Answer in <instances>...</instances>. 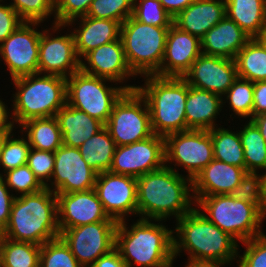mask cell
<instances>
[{
	"label": "cell",
	"mask_w": 266,
	"mask_h": 267,
	"mask_svg": "<svg viewBox=\"0 0 266 267\" xmlns=\"http://www.w3.org/2000/svg\"><path fill=\"white\" fill-rule=\"evenodd\" d=\"M192 180L164 165L137 178L138 217L176 220L195 206Z\"/></svg>",
	"instance_id": "6da1fadb"
},
{
	"label": "cell",
	"mask_w": 266,
	"mask_h": 267,
	"mask_svg": "<svg viewBox=\"0 0 266 267\" xmlns=\"http://www.w3.org/2000/svg\"><path fill=\"white\" fill-rule=\"evenodd\" d=\"M126 221L117 224L115 248L127 267H173V230L163 220L139 218L131 226Z\"/></svg>",
	"instance_id": "7a4b0ae2"
},
{
	"label": "cell",
	"mask_w": 266,
	"mask_h": 267,
	"mask_svg": "<svg viewBox=\"0 0 266 267\" xmlns=\"http://www.w3.org/2000/svg\"><path fill=\"white\" fill-rule=\"evenodd\" d=\"M175 221L174 260L182 251H187V260L216 261L224 264L237 262L238 242L213 224L198 208L194 207Z\"/></svg>",
	"instance_id": "3957f363"
},
{
	"label": "cell",
	"mask_w": 266,
	"mask_h": 267,
	"mask_svg": "<svg viewBox=\"0 0 266 267\" xmlns=\"http://www.w3.org/2000/svg\"><path fill=\"white\" fill-rule=\"evenodd\" d=\"M1 236L17 242L43 245L59 237L57 197L54 191L16 196L10 218Z\"/></svg>",
	"instance_id": "277c9868"
},
{
	"label": "cell",
	"mask_w": 266,
	"mask_h": 267,
	"mask_svg": "<svg viewBox=\"0 0 266 267\" xmlns=\"http://www.w3.org/2000/svg\"><path fill=\"white\" fill-rule=\"evenodd\" d=\"M136 90L146 100L153 133L162 137L190 130L186 125L185 104L188 84L182 77H142Z\"/></svg>",
	"instance_id": "5b68a950"
},
{
	"label": "cell",
	"mask_w": 266,
	"mask_h": 267,
	"mask_svg": "<svg viewBox=\"0 0 266 267\" xmlns=\"http://www.w3.org/2000/svg\"><path fill=\"white\" fill-rule=\"evenodd\" d=\"M12 117L19 126L34 118L53 117L66 104V78L58 75L31 74L11 79Z\"/></svg>",
	"instance_id": "8992f818"
},
{
	"label": "cell",
	"mask_w": 266,
	"mask_h": 267,
	"mask_svg": "<svg viewBox=\"0 0 266 267\" xmlns=\"http://www.w3.org/2000/svg\"><path fill=\"white\" fill-rule=\"evenodd\" d=\"M194 200L203 215L238 243L264 232L262 222L266 215L255 204L236 200L230 194L194 197Z\"/></svg>",
	"instance_id": "52a82bcc"
},
{
	"label": "cell",
	"mask_w": 266,
	"mask_h": 267,
	"mask_svg": "<svg viewBox=\"0 0 266 267\" xmlns=\"http://www.w3.org/2000/svg\"><path fill=\"white\" fill-rule=\"evenodd\" d=\"M169 28L144 24L133 16L121 24L120 37L125 56L136 76H159Z\"/></svg>",
	"instance_id": "ba28073f"
},
{
	"label": "cell",
	"mask_w": 266,
	"mask_h": 267,
	"mask_svg": "<svg viewBox=\"0 0 266 267\" xmlns=\"http://www.w3.org/2000/svg\"><path fill=\"white\" fill-rule=\"evenodd\" d=\"M116 84L118 83L87 74L80 69L66 78V102L105 125L114 104L127 91L122 85Z\"/></svg>",
	"instance_id": "9c48e42d"
},
{
	"label": "cell",
	"mask_w": 266,
	"mask_h": 267,
	"mask_svg": "<svg viewBox=\"0 0 266 267\" xmlns=\"http://www.w3.org/2000/svg\"><path fill=\"white\" fill-rule=\"evenodd\" d=\"M105 127L117 146L154 135L148 105L137 90L126 91L114 104Z\"/></svg>",
	"instance_id": "30bf717a"
},
{
	"label": "cell",
	"mask_w": 266,
	"mask_h": 267,
	"mask_svg": "<svg viewBox=\"0 0 266 267\" xmlns=\"http://www.w3.org/2000/svg\"><path fill=\"white\" fill-rule=\"evenodd\" d=\"M213 159L209 130L190 129L165 137V165L178 173L177 169L183 167L188 173L186 177L192 181Z\"/></svg>",
	"instance_id": "8fae6325"
},
{
	"label": "cell",
	"mask_w": 266,
	"mask_h": 267,
	"mask_svg": "<svg viewBox=\"0 0 266 267\" xmlns=\"http://www.w3.org/2000/svg\"><path fill=\"white\" fill-rule=\"evenodd\" d=\"M117 224V221H99L65 229L60 231L59 237L69 247L79 264L88 267L115 248Z\"/></svg>",
	"instance_id": "7c38bea8"
},
{
	"label": "cell",
	"mask_w": 266,
	"mask_h": 267,
	"mask_svg": "<svg viewBox=\"0 0 266 267\" xmlns=\"http://www.w3.org/2000/svg\"><path fill=\"white\" fill-rule=\"evenodd\" d=\"M64 27H67V25L55 23L49 29L41 30L38 59L39 74L68 78L80 70L81 60L76 53L72 30L68 34L58 36V31L63 30ZM53 33H56L57 36Z\"/></svg>",
	"instance_id": "4fadbf2b"
},
{
	"label": "cell",
	"mask_w": 266,
	"mask_h": 267,
	"mask_svg": "<svg viewBox=\"0 0 266 267\" xmlns=\"http://www.w3.org/2000/svg\"><path fill=\"white\" fill-rule=\"evenodd\" d=\"M40 24L23 22L0 44V61H4L11 79L38 73Z\"/></svg>",
	"instance_id": "5bb4252c"
},
{
	"label": "cell",
	"mask_w": 266,
	"mask_h": 267,
	"mask_svg": "<svg viewBox=\"0 0 266 267\" xmlns=\"http://www.w3.org/2000/svg\"><path fill=\"white\" fill-rule=\"evenodd\" d=\"M165 165V137H151L132 144L117 146L110 172L134 178Z\"/></svg>",
	"instance_id": "9a60e30c"
},
{
	"label": "cell",
	"mask_w": 266,
	"mask_h": 267,
	"mask_svg": "<svg viewBox=\"0 0 266 267\" xmlns=\"http://www.w3.org/2000/svg\"><path fill=\"white\" fill-rule=\"evenodd\" d=\"M94 190L109 218L120 222L131 214L138 216L137 178L102 172L97 175Z\"/></svg>",
	"instance_id": "2e32d148"
},
{
	"label": "cell",
	"mask_w": 266,
	"mask_h": 267,
	"mask_svg": "<svg viewBox=\"0 0 266 267\" xmlns=\"http://www.w3.org/2000/svg\"><path fill=\"white\" fill-rule=\"evenodd\" d=\"M54 156V171L46 188L55 194L94 188L98 173L83 160L78 148L62 145L54 152Z\"/></svg>",
	"instance_id": "e0dca14e"
},
{
	"label": "cell",
	"mask_w": 266,
	"mask_h": 267,
	"mask_svg": "<svg viewBox=\"0 0 266 267\" xmlns=\"http://www.w3.org/2000/svg\"><path fill=\"white\" fill-rule=\"evenodd\" d=\"M80 69L87 74L122 84L127 91L136 90V84H126L131 77L135 79L137 76L128 65L121 37L87 53L80 61Z\"/></svg>",
	"instance_id": "ac0fdd59"
},
{
	"label": "cell",
	"mask_w": 266,
	"mask_h": 267,
	"mask_svg": "<svg viewBox=\"0 0 266 267\" xmlns=\"http://www.w3.org/2000/svg\"><path fill=\"white\" fill-rule=\"evenodd\" d=\"M189 86L221 97L238 78L234 59L201 54L182 77Z\"/></svg>",
	"instance_id": "d6986e66"
},
{
	"label": "cell",
	"mask_w": 266,
	"mask_h": 267,
	"mask_svg": "<svg viewBox=\"0 0 266 267\" xmlns=\"http://www.w3.org/2000/svg\"><path fill=\"white\" fill-rule=\"evenodd\" d=\"M58 226L60 231L99 221H116L105 213L93 189L56 194Z\"/></svg>",
	"instance_id": "ffe728a7"
},
{
	"label": "cell",
	"mask_w": 266,
	"mask_h": 267,
	"mask_svg": "<svg viewBox=\"0 0 266 267\" xmlns=\"http://www.w3.org/2000/svg\"><path fill=\"white\" fill-rule=\"evenodd\" d=\"M201 54L200 39L172 24L167 34L159 76L183 77Z\"/></svg>",
	"instance_id": "44dd1931"
},
{
	"label": "cell",
	"mask_w": 266,
	"mask_h": 267,
	"mask_svg": "<svg viewBox=\"0 0 266 267\" xmlns=\"http://www.w3.org/2000/svg\"><path fill=\"white\" fill-rule=\"evenodd\" d=\"M75 23L79 26L71 30L80 60L91 50L118 40L121 35V23L116 20L97 19L85 15L69 21L66 25L72 28Z\"/></svg>",
	"instance_id": "7402d4cb"
},
{
	"label": "cell",
	"mask_w": 266,
	"mask_h": 267,
	"mask_svg": "<svg viewBox=\"0 0 266 267\" xmlns=\"http://www.w3.org/2000/svg\"><path fill=\"white\" fill-rule=\"evenodd\" d=\"M245 174L244 168L213 159L192 181L193 197L230 194Z\"/></svg>",
	"instance_id": "603a6c76"
},
{
	"label": "cell",
	"mask_w": 266,
	"mask_h": 267,
	"mask_svg": "<svg viewBox=\"0 0 266 267\" xmlns=\"http://www.w3.org/2000/svg\"><path fill=\"white\" fill-rule=\"evenodd\" d=\"M225 16V0H195L173 18V24L201 39Z\"/></svg>",
	"instance_id": "cb8c5ba5"
},
{
	"label": "cell",
	"mask_w": 266,
	"mask_h": 267,
	"mask_svg": "<svg viewBox=\"0 0 266 267\" xmlns=\"http://www.w3.org/2000/svg\"><path fill=\"white\" fill-rule=\"evenodd\" d=\"M250 39L234 21L225 16L200 39L201 52L205 55L235 59Z\"/></svg>",
	"instance_id": "d4e9b609"
},
{
	"label": "cell",
	"mask_w": 266,
	"mask_h": 267,
	"mask_svg": "<svg viewBox=\"0 0 266 267\" xmlns=\"http://www.w3.org/2000/svg\"><path fill=\"white\" fill-rule=\"evenodd\" d=\"M222 109L221 96L188 85L185 116L189 129L211 130L218 127L216 119Z\"/></svg>",
	"instance_id": "484cf974"
},
{
	"label": "cell",
	"mask_w": 266,
	"mask_h": 267,
	"mask_svg": "<svg viewBox=\"0 0 266 267\" xmlns=\"http://www.w3.org/2000/svg\"><path fill=\"white\" fill-rule=\"evenodd\" d=\"M62 134V144L79 148L105 125L86 112L66 104L55 115Z\"/></svg>",
	"instance_id": "4316f807"
},
{
	"label": "cell",
	"mask_w": 266,
	"mask_h": 267,
	"mask_svg": "<svg viewBox=\"0 0 266 267\" xmlns=\"http://www.w3.org/2000/svg\"><path fill=\"white\" fill-rule=\"evenodd\" d=\"M226 16L250 38H258L266 30V0H225Z\"/></svg>",
	"instance_id": "83f0119b"
},
{
	"label": "cell",
	"mask_w": 266,
	"mask_h": 267,
	"mask_svg": "<svg viewBox=\"0 0 266 267\" xmlns=\"http://www.w3.org/2000/svg\"><path fill=\"white\" fill-rule=\"evenodd\" d=\"M30 148L55 152L62 144V134L55 116L30 119L19 126Z\"/></svg>",
	"instance_id": "f1b7e54d"
},
{
	"label": "cell",
	"mask_w": 266,
	"mask_h": 267,
	"mask_svg": "<svg viewBox=\"0 0 266 267\" xmlns=\"http://www.w3.org/2000/svg\"><path fill=\"white\" fill-rule=\"evenodd\" d=\"M116 147V143L104 126L78 149L88 166L99 174L110 170Z\"/></svg>",
	"instance_id": "f546056e"
},
{
	"label": "cell",
	"mask_w": 266,
	"mask_h": 267,
	"mask_svg": "<svg viewBox=\"0 0 266 267\" xmlns=\"http://www.w3.org/2000/svg\"><path fill=\"white\" fill-rule=\"evenodd\" d=\"M234 60L239 78L266 81V46L259 38H251Z\"/></svg>",
	"instance_id": "4dcf8cb0"
},
{
	"label": "cell",
	"mask_w": 266,
	"mask_h": 267,
	"mask_svg": "<svg viewBox=\"0 0 266 267\" xmlns=\"http://www.w3.org/2000/svg\"><path fill=\"white\" fill-rule=\"evenodd\" d=\"M209 133L213 142L214 159L245 169L244 150L239 131H232L231 128L220 125L209 130Z\"/></svg>",
	"instance_id": "1f68e13d"
},
{
	"label": "cell",
	"mask_w": 266,
	"mask_h": 267,
	"mask_svg": "<svg viewBox=\"0 0 266 267\" xmlns=\"http://www.w3.org/2000/svg\"><path fill=\"white\" fill-rule=\"evenodd\" d=\"M240 128L239 136L244 150L246 172H266V142L256 125L249 120Z\"/></svg>",
	"instance_id": "d6a6232c"
},
{
	"label": "cell",
	"mask_w": 266,
	"mask_h": 267,
	"mask_svg": "<svg viewBox=\"0 0 266 267\" xmlns=\"http://www.w3.org/2000/svg\"><path fill=\"white\" fill-rule=\"evenodd\" d=\"M41 246L0 235V267H39Z\"/></svg>",
	"instance_id": "836d02e7"
},
{
	"label": "cell",
	"mask_w": 266,
	"mask_h": 267,
	"mask_svg": "<svg viewBox=\"0 0 266 267\" xmlns=\"http://www.w3.org/2000/svg\"><path fill=\"white\" fill-rule=\"evenodd\" d=\"M223 107L225 103H229L230 118H240L250 120L252 118L253 107V82L242 78H237L233 85L228 89L222 97ZM234 115V117H232Z\"/></svg>",
	"instance_id": "e575fe53"
},
{
	"label": "cell",
	"mask_w": 266,
	"mask_h": 267,
	"mask_svg": "<svg viewBox=\"0 0 266 267\" xmlns=\"http://www.w3.org/2000/svg\"><path fill=\"white\" fill-rule=\"evenodd\" d=\"M14 135L13 132L12 134L9 133L3 142L0 157V170H2L0 175H2V172L27 164L30 150L28 140L25 136L23 137V134L17 138Z\"/></svg>",
	"instance_id": "d590c367"
},
{
	"label": "cell",
	"mask_w": 266,
	"mask_h": 267,
	"mask_svg": "<svg viewBox=\"0 0 266 267\" xmlns=\"http://www.w3.org/2000/svg\"><path fill=\"white\" fill-rule=\"evenodd\" d=\"M39 267H82L60 238L41 245Z\"/></svg>",
	"instance_id": "8d00e7d4"
},
{
	"label": "cell",
	"mask_w": 266,
	"mask_h": 267,
	"mask_svg": "<svg viewBox=\"0 0 266 267\" xmlns=\"http://www.w3.org/2000/svg\"><path fill=\"white\" fill-rule=\"evenodd\" d=\"M236 200L255 204L265 215L263 175L246 172L240 183L230 193Z\"/></svg>",
	"instance_id": "74e56055"
},
{
	"label": "cell",
	"mask_w": 266,
	"mask_h": 267,
	"mask_svg": "<svg viewBox=\"0 0 266 267\" xmlns=\"http://www.w3.org/2000/svg\"><path fill=\"white\" fill-rule=\"evenodd\" d=\"M9 4L24 22L43 23L53 15L55 24V0H9Z\"/></svg>",
	"instance_id": "f35d334b"
},
{
	"label": "cell",
	"mask_w": 266,
	"mask_h": 267,
	"mask_svg": "<svg viewBox=\"0 0 266 267\" xmlns=\"http://www.w3.org/2000/svg\"><path fill=\"white\" fill-rule=\"evenodd\" d=\"M134 0H92L86 16L116 20L121 24L133 13Z\"/></svg>",
	"instance_id": "ab89813d"
},
{
	"label": "cell",
	"mask_w": 266,
	"mask_h": 267,
	"mask_svg": "<svg viewBox=\"0 0 266 267\" xmlns=\"http://www.w3.org/2000/svg\"><path fill=\"white\" fill-rule=\"evenodd\" d=\"M132 16L153 26H171L173 17L165 10L159 0H134Z\"/></svg>",
	"instance_id": "60d3db41"
},
{
	"label": "cell",
	"mask_w": 266,
	"mask_h": 267,
	"mask_svg": "<svg viewBox=\"0 0 266 267\" xmlns=\"http://www.w3.org/2000/svg\"><path fill=\"white\" fill-rule=\"evenodd\" d=\"M2 176L10 191L17 193L16 196L32 194L45 188L27 165L8 170Z\"/></svg>",
	"instance_id": "b9f144b4"
},
{
	"label": "cell",
	"mask_w": 266,
	"mask_h": 267,
	"mask_svg": "<svg viewBox=\"0 0 266 267\" xmlns=\"http://www.w3.org/2000/svg\"><path fill=\"white\" fill-rule=\"evenodd\" d=\"M241 244L246 249L243 255L238 249L236 267H266V233Z\"/></svg>",
	"instance_id": "7bdbcfd3"
},
{
	"label": "cell",
	"mask_w": 266,
	"mask_h": 267,
	"mask_svg": "<svg viewBox=\"0 0 266 267\" xmlns=\"http://www.w3.org/2000/svg\"><path fill=\"white\" fill-rule=\"evenodd\" d=\"M55 156L53 152L30 148L27 166L40 183L46 187L54 171Z\"/></svg>",
	"instance_id": "ee69618b"
},
{
	"label": "cell",
	"mask_w": 266,
	"mask_h": 267,
	"mask_svg": "<svg viewBox=\"0 0 266 267\" xmlns=\"http://www.w3.org/2000/svg\"><path fill=\"white\" fill-rule=\"evenodd\" d=\"M92 0H55V23L67 24L69 21L87 15Z\"/></svg>",
	"instance_id": "f6af8a7d"
},
{
	"label": "cell",
	"mask_w": 266,
	"mask_h": 267,
	"mask_svg": "<svg viewBox=\"0 0 266 267\" xmlns=\"http://www.w3.org/2000/svg\"><path fill=\"white\" fill-rule=\"evenodd\" d=\"M23 22L10 4L0 3V44Z\"/></svg>",
	"instance_id": "bcb514c9"
},
{
	"label": "cell",
	"mask_w": 266,
	"mask_h": 267,
	"mask_svg": "<svg viewBox=\"0 0 266 267\" xmlns=\"http://www.w3.org/2000/svg\"><path fill=\"white\" fill-rule=\"evenodd\" d=\"M16 195L10 192L5 180L0 175V233L8 224L11 208Z\"/></svg>",
	"instance_id": "7dc6e473"
},
{
	"label": "cell",
	"mask_w": 266,
	"mask_h": 267,
	"mask_svg": "<svg viewBox=\"0 0 266 267\" xmlns=\"http://www.w3.org/2000/svg\"><path fill=\"white\" fill-rule=\"evenodd\" d=\"M266 113V81L253 82L252 117Z\"/></svg>",
	"instance_id": "c3c4849f"
},
{
	"label": "cell",
	"mask_w": 266,
	"mask_h": 267,
	"mask_svg": "<svg viewBox=\"0 0 266 267\" xmlns=\"http://www.w3.org/2000/svg\"><path fill=\"white\" fill-rule=\"evenodd\" d=\"M88 267H127L125 261L121 258L119 251L114 248L108 254L98 258L96 262Z\"/></svg>",
	"instance_id": "681fc988"
},
{
	"label": "cell",
	"mask_w": 266,
	"mask_h": 267,
	"mask_svg": "<svg viewBox=\"0 0 266 267\" xmlns=\"http://www.w3.org/2000/svg\"><path fill=\"white\" fill-rule=\"evenodd\" d=\"M12 109H8V106L0 98V132L12 133L14 131L15 123L12 117Z\"/></svg>",
	"instance_id": "f907efd6"
},
{
	"label": "cell",
	"mask_w": 266,
	"mask_h": 267,
	"mask_svg": "<svg viewBox=\"0 0 266 267\" xmlns=\"http://www.w3.org/2000/svg\"><path fill=\"white\" fill-rule=\"evenodd\" d=\"M165 10L174 18L195 0H159Z\"/></svg>",
	"instance_id": "816d5d0a"
},
{
	"label": "cell",
	"mask_w": 266,
	"mask_h": 267,
	"mask_svg": "<svg viewBox=\"0 0 266 267\" xmlns=\"http://www.w3.org/2000/svg\"><path fill=\"white\" fill-rule=\"evenodd\" d=\"M228 266L231 264H224L221 262H216V261H197V260H188L186 264L184 265L185 267H223V266Z\"/></svg>",
	"instance_id": "f5cc1de1"
},
{
	"label": "cell",
	"mask_w": 266,
	"mask_h": 267,
	"mask_svg": "<svg viewBox=\"0 0 266 267\" xmlns=\"http://www.w3.org/2000/svg\"><path fill=\"white\" fill-rule=\"evenodd\" d=\"M256 127L259 129L262 137L266 142V113L260 114L258 116L252 117L250 119Z\"/></svg>",
	"instance_id": "db71d44e"
},
{
	"label": "cell",
	"mask_w": 266,
	"mask_h": 267,
	"mask_svg": "<svg viewBox=\"0 0 266 267\" xmlns=\"http://www.w3.org/2000/svg\"><path fill=\"white\" fill-rule=\"evenodd\" d=\"M262 175H263V188H264V204L266 207V172H263Z\"/></svg>",
	"instance_id": "11a10c76"
},
{
	"label": "cell",
	"mask_w": 266,
	"mask_h": 267,
	"mask_svg": "<svg viewBox=\"0 0 266 267\" xmlns=\"http://www.w3.org/2000/svg\"><path fill=\"white\" fill-rule=\"evenodd\" d=\"M9 133H3L0 132V157H1V150H2V146H3V142L5 140V137L8 135Z\"/></svg>",
	"instance_id": "9f6ffc18"
},
{
	"label": "cell",
	"mask_w": 266,
	"mask_h": 267,
	"mask_svg": "<svg viewBox=\"0 0 266 267\" xmlns=\"http://www.w3.org/2000/svg\"><path fill=\"white\" fill-rule=\"evenodd\" d=\"M266 46V30L258 37Z\"/></svg>",
	"instance_id": "6f0895ef"
}]
</instances>
